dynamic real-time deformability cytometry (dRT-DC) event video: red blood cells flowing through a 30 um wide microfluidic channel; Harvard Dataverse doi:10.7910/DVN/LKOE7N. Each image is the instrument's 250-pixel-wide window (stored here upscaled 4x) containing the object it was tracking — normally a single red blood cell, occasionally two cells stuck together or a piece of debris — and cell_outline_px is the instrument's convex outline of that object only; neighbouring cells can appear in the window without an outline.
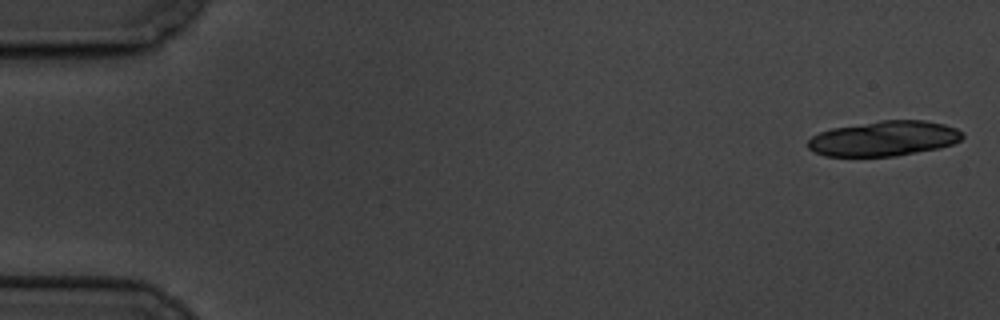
{"species": "common noctule bat (a hibernating species)", "species_latin": "Nyctalus noctula", "temperature_condition": "cold", "stored_images_in_passage": 6, "camera_frame_rate_fps": 3000, "um_per_image_px": 0.085, "animal": {"sex": "male", "body_mass_g": 19.5, "forearm_length_mm": 54.6}, "frame": {"image": 1, "passage_image": 1, "time_ms": 0.0, "image_size_px": [1000, 320], "cell_outline_px": [[964, 136], [960, 140], [952, 144], [940, 148], [896, 156], [824, 156], [812, 152], [808, 148], [808, 140], [812, 136], [820, 132], [832, 128], [880, 120], [924, 120], [944, 124], [956, 128], [964, 132]], "centroid_in_image_um": [75.14, 11.77], "position_along_channel_um": 9.9, "area_um2": 31.79}}